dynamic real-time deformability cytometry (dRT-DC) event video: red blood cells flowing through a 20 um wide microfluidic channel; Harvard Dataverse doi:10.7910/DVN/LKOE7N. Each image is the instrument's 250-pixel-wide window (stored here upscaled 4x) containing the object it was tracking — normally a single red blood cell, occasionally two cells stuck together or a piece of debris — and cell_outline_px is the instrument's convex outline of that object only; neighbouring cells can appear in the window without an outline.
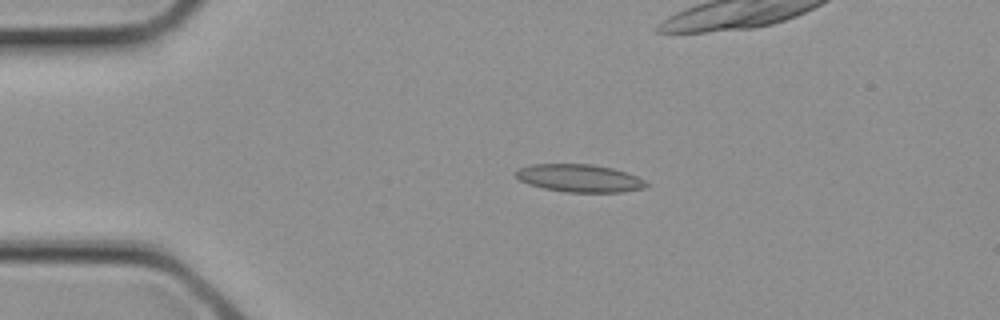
{"species": "common noctule bat (a hibernating species)", "species_latin": "Nyctalus noctula", "temperature_condition": "cold", "stored_images_in_passage": 4, "camera_frame_rate_fps": 3000, "um_per_image_px": 0.085, "animal": {"sex": "female", "body_mass_g": 21.9}, "frame": {"image": 1, "passage_image": 1, "time_ms": 0.0, "image_size_px": [1000, 320], "cell_outline_px": [[652, 184], [648, 188], [620, 192], [564, 192], [544, 188], [528, 184], [520, 180], [512, 172], [516, 168], [532, 164], [592, 164], [612, 168], [636, 176]], "centroid_in_image_um": [49.25, 15.15], "position_along_channel_um": 35.8, "area_um2": 21.33}}